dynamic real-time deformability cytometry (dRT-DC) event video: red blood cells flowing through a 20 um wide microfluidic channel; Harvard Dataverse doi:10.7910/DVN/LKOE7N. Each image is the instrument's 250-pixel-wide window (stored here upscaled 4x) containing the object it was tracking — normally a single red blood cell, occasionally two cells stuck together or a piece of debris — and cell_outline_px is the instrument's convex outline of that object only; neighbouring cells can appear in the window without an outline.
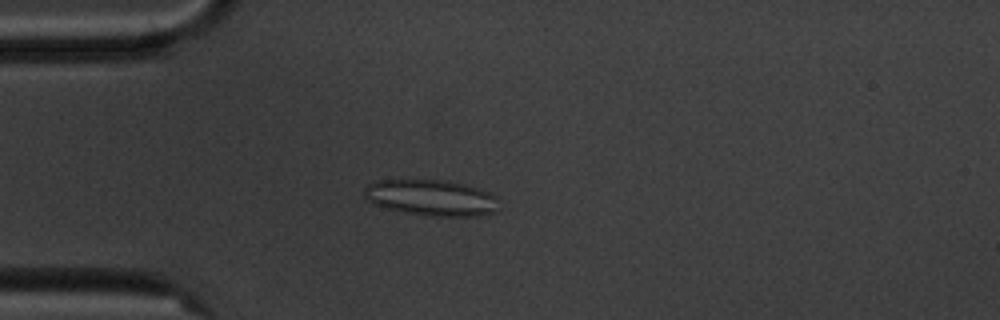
{"species": "common noctule bat (a hibernating species)", "species_latin": "Nyctalus noctula", "temperature_condition": "cold", "stored_images_in_passage": 5, "camera_frame_rate_fps": 3000, "um_per_image_px": 0.085, "animal": {"sex": "male", "body_mass_g": 20.1, "forearm_length_mm": 53.5}, "frame": {"image": 1, "passage_image": 5, "time_ms": 4.667, "image_size_px": [1000, 320], "cell_outline_px": [[496, 212], [480, 216], [432, 216], [404, 212], [384, 208], [368, 200], [364, 196], [364, 188], [368, 184], [376, 180], [440, 180], [464, 184], [480, 188], [496, 196]], "centroid_in_image_um": [36.65, 16.81], "position_along_channel_um": 48.4, "area_um2": 28.21}}